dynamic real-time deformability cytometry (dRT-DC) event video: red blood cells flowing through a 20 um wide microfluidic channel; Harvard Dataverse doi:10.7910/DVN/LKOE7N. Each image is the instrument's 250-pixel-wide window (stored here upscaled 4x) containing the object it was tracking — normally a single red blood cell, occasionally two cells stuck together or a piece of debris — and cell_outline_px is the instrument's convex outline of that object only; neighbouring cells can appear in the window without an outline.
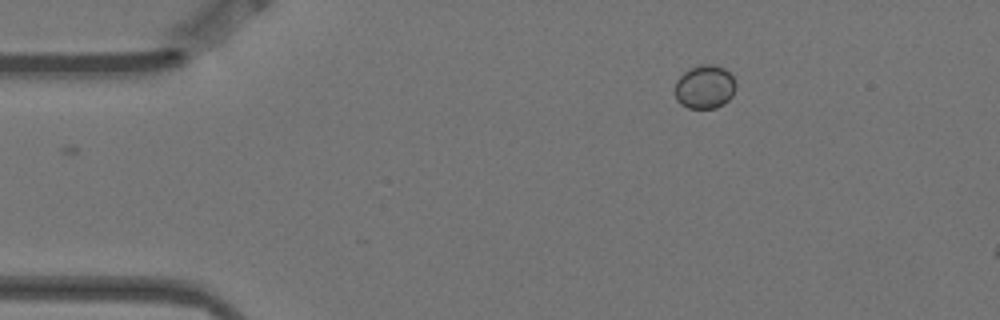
{"species": "Egyptian fruit bat (a non-hibernating species)", "species_latin": "Rousettus aegyptiacus", "temperature_condition": "warm", "stored_images_in_passage": 4, "camera_frame_rate_fps": 3000, "um_per_image_px": 0.085, "animal": {"sex": "female"}, "frame": {"image": 1, "passage_image": 4, "time_ms": 1.0, "image_size_px": [1000, 320], "cell_outline_px": [[736, 88], [732, 96], [724, 104], [716, 108], [688, 108], [680, 104], [676, 100], [676, 80], [688, 68], [700, 64], [712, 64], [724, 68], [732, 76], [736, 84]], "centroid_in_image_um": [59.9, 7.38], "position_along_channel_um": 25.1, "area_um2": 15.61}}